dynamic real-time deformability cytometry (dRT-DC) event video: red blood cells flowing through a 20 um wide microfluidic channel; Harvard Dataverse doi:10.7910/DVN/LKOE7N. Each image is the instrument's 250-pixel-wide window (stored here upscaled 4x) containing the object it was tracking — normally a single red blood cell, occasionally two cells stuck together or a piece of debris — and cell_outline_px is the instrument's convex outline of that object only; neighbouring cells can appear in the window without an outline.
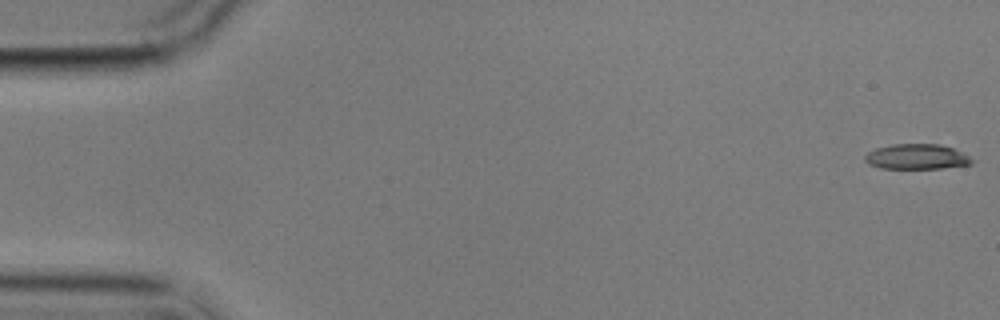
{"species": "common noctule bat (a hibernating species)", "species_latin": "Nyctalus noctula", "temperature_condition": "cold", "stored_images_in_passage": 5, "camera_frame_rate_fps": 3000, "um_per_image_px": 0.085, "animal": {"sex": "male", "body_mass_g": 17.9}, "frame": {"image": 1, "passage_image": 1, "time_ms": 0.0, "image_size_px": [1000, 320], "cell_outline_px": [[976, 160], [972, 164], [940, 168], [880, 168], [868, 164], [864, 160], [864, 156], [868, 152], [876, 148], [892, 144], [940, 144], [952, 148]], "centroid_in_image_um": [77.9, 13.32], "position_along_channel_um": 7.1, "area_um2": 15.66}}
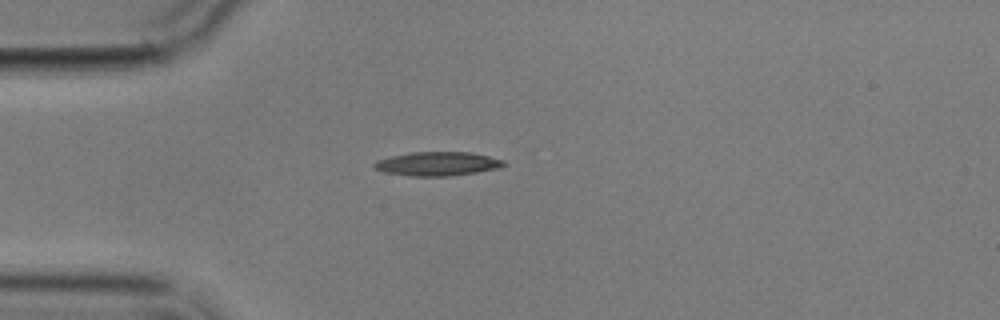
{"frame": {"image": 2, "passage_image": 5, "time_ms": 4.667, "image_size_px": [1000, 320], "cell_outline_px": [[508, 164], [500, 168], [476, 172], [448, 176], [412, 176], [384, 172], [372, 168], [372, 164], [376, 160], [392, 156], [412, 152], [472, 152], [504, 160]], "centroid_in_image_um": [37.19, 13.92], "position_along_channel_um": 47.8, "area_um2": 18.15}}